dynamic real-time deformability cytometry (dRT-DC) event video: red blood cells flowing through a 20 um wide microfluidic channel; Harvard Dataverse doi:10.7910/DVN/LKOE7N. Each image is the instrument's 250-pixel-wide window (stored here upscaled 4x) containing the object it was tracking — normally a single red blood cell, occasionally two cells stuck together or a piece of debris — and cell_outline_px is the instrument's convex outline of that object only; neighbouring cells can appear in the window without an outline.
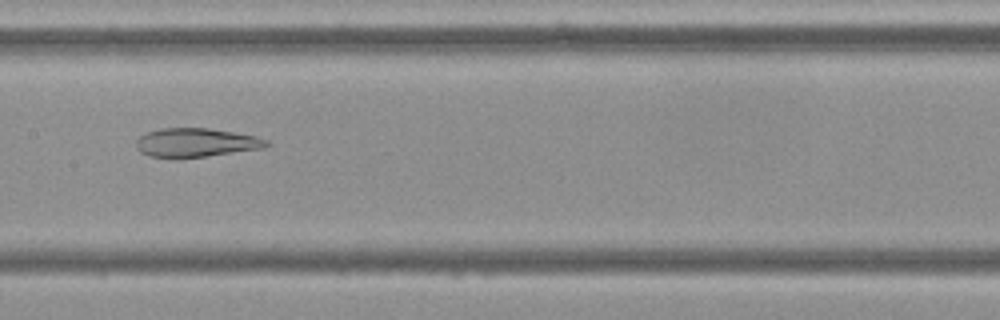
{"species": "Egyptian fruit bat (a non-hibernating species)", "species_latin": "Rousettus aegyptiacus", "temperature_condition": "cold", "stored_images_in_passage": 54, "camera_frame_rate_fps": 3000, "um_per_image_px": 0.085, "frame": {"image": 1, "passage_image": 27, "time_ms": 8.667, "image_size_px": [1000, 320], "cell_outline_px": [[272, 144], [264, 148], [180, 160], [148, 156], [140, 152], [136, 148], [136, 140], [144, 132], [160, 128], [208, 128], [256, 136], [268, 140]], "centroid_in_image_um": [16.62, 12.15], "position_along_channel_um": 190.8, "area_um2": 22.54}}
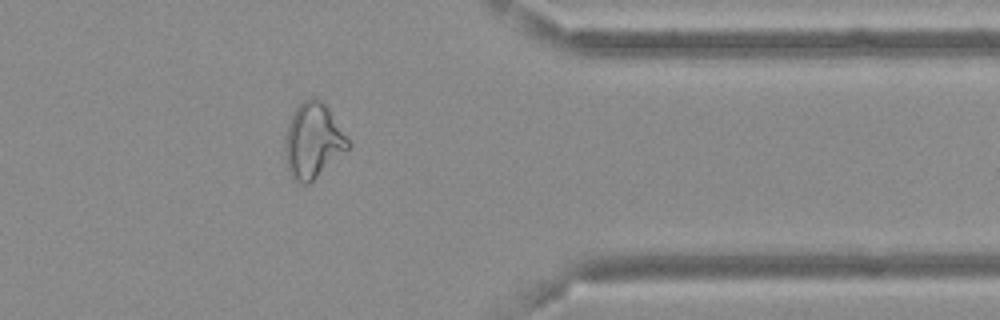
{"frame": {"image": 2, "passage_image": 44, "time_ms": 14.333, "image_size_px": [1000, 320], "cell_outline_px": [[352, 144], [348, 148], [308, 184], [300, 184], [292, 180], [288, 172], [284, 156], [284, 136], [288, 124], [296, 108], [304, 100], [316, 96], [328, 108]], "centroid_in_image_um": [26.56, 11.98], "position_along_channel_um": 384.8, "area_um2": 27.51}}
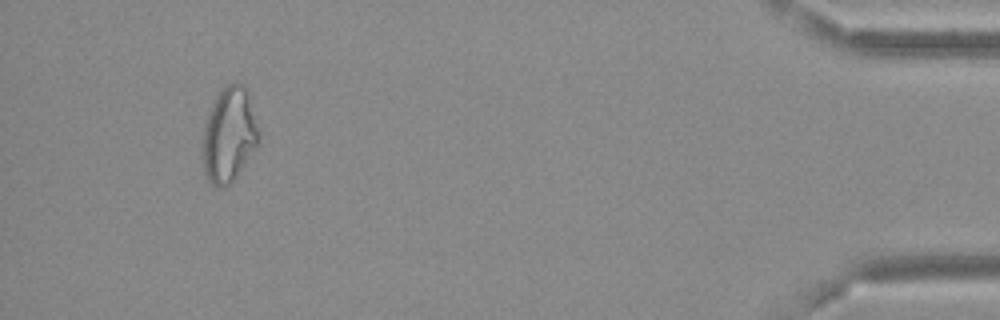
{"frame": {"image": 3, "passage_image": 51, "time_ms": 16.667, "image_size_px": [1000, 320], "cell_outline_px": [[260, 144], [236, 176], [228, 184], [220, 188], [216, 188], [204, 176], [200, 160], [200, 148], [204, 124], [208, 112], [216, 96], [228, 84], [244, 84], [248, 88], [260, 140]], "centroid_in_image_um": [19.43, 11.51], "position_along_channel_um": 415.8, "area_um2": 31.73}, "authors_computed_cell_mechanics": {"area_um2": 27.8018, "velocity_mm_per_s": 3.6784, "shape_relaxation_time_tau1_ms": null, "shape_relaxation_time_tau2_ms": 4.6096, "deformation_change_tau1": null, "deformation_change_tau2": 0.1223}}